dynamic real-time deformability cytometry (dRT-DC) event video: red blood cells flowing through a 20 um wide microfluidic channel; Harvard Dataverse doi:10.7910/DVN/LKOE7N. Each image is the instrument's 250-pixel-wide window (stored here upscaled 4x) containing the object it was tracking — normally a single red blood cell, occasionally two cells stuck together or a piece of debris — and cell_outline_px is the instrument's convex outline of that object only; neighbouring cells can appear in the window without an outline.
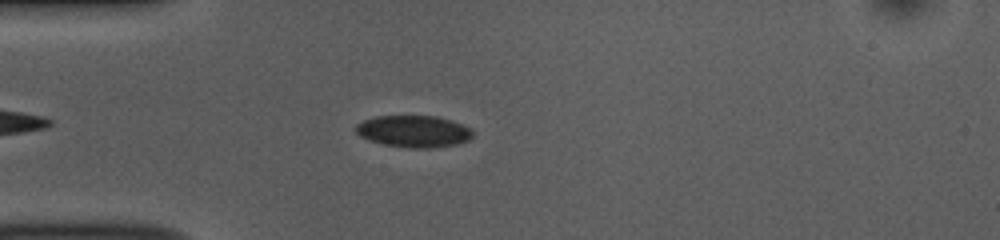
{"species": "common noctule bat (a hibernating species)", "species_latin": "Nyctalus noctula", "temperature_condition": "room temperature", "stored_images_in_passage": 47, "camera_frame_rate_fps": 3000, "um_per_image_px": 0.085, "animal": {"sex": "female", "body_mass_g": 10.0, "forearm_length_mm": 53.1}, "frame": {"image": 1, "passage_image": 7, "time_ms": 2.0, "image_size_px": [1000, 240], "cell_outline_px": [[472, 136], [468, 140], [456, 144], [432, 148], [412, 148], [384, 144], [360, 136], [356, 132], [356, 124], [364, 120], [376, 116], [436, 116], [460, 124], [468, 128], [472, 132]], "centroid_in_image_um": [35.14, 11.16], "position_along_channel_um": 49.9, "area_um2": 21.27}}
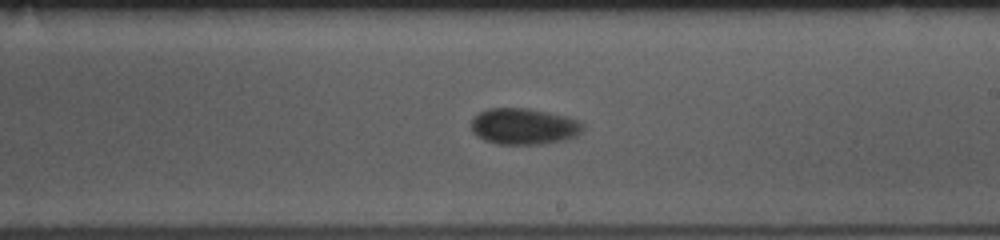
{"frame": {"image": 2, "passage_image": 24, "time_ms": 7.667, "image_size_px": [1000, 240], "cell_outline_px": [[584, 128], [576, 136], [564, 140], [540, 144], [496, 144], [484, 140], [472, 132], [472, 120], [480, 112], [488, 108], [528, 108], [548, 112], [564, 116], [576, 120], [584, 124]], "centroid_in_image_um": [44.52, 10.74], "position_along_channel_um": 244.5, "area_um2": 23.47}}
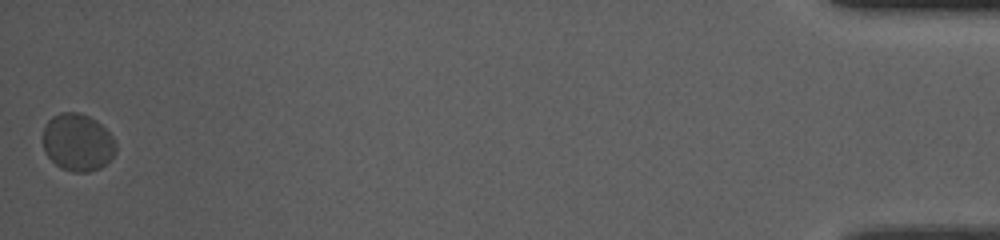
{"frame": {"image": 3, "passage_image": 47, "time_ms": 15.333, "image_size_px": [1000, 240], "cell_outline_px": [[116, 152], [100, 168], [88, 172], [72, 172], [60, 168], [48, 156], [44, 148], [44, 128], [48, 120], [52, 116], [60, 112], [76, 112], [88, 116], [96, 120], [112, 136], [116, 144]], "centroid_in_image_um": [6.6, 12.1], "position_along_channel_um": 428.6, "area_um2": 24.22}}